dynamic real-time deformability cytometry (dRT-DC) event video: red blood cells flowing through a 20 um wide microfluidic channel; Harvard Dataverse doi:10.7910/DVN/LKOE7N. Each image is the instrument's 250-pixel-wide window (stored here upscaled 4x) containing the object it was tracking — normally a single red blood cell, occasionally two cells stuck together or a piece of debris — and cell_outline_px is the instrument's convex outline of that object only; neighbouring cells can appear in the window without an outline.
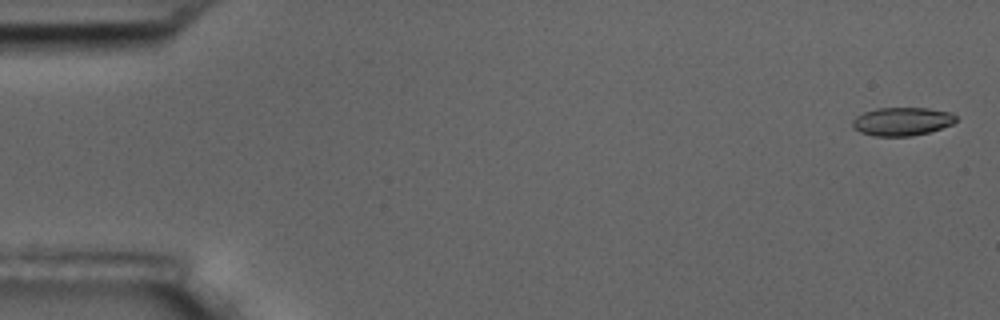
{"species": "common noctule bat (a hibernating species)", "species_latin": "Nyctalus noctula", "temperature_condition": "room temperature", "stored_images_in_passage": 7, "camera_frame_rate_fps": 3000, "um_per_image_px": 0.085, "animal": {"sex": "male", "body_mass_g": 17.5, "forearm_length_mm": 52.3}, "frame": {"image": 1, "passage_image": 1, "time_ms": 0.0, "image_size_px": [1000, 320], "cell_outline_px": [[956, 120], [952, 124], [928, 132], [912, 136], [872, 136], [860, 132], [852, 128], [852, 120], [856, 116], [864, 112], [876, 108], [928, 108], [952, 112], [956, 116]], "centroid_in_image_um": [76.64, 10.32], "position_along_channel_um": 8.4, "area_um2": 17.17}}
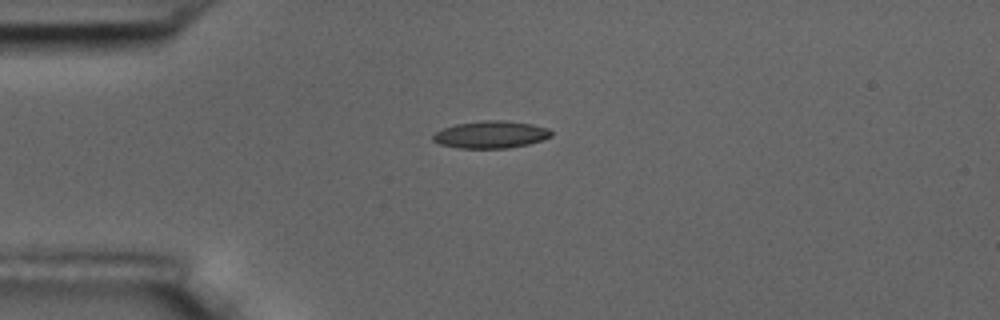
{"frame": {"image": 2, "passage_image": 4, "time_ms": 4.333, "image_size_px": [1000, 320], "cell_outline_px": [[552, 136], [528, 144], [508, 148], [460, 148], [440, 144], [432, 140], [432, 136], [436, 132], [444, 128], [456, 124], [484, 120], [504, 120], [532, 124], [548, 128], [552, 132]], "centroid_in_image_um": [41.72, 11.43], "position_along_channel_um": 43.3, "area_um2": 18.67}}